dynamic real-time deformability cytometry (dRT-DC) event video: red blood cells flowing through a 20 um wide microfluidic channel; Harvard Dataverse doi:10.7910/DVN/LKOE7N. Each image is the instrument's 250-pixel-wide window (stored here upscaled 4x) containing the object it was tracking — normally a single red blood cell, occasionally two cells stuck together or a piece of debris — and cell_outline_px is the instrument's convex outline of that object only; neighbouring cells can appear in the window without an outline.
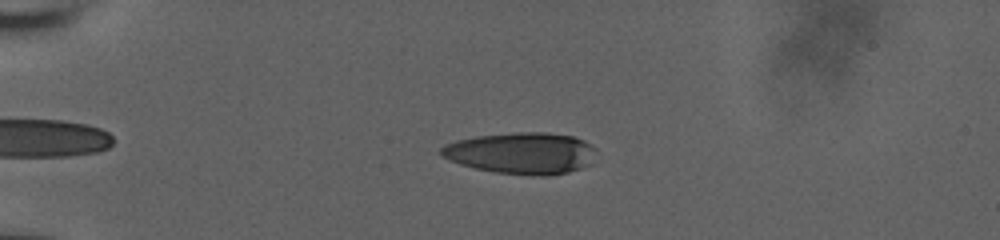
{"species": "human", "species_latin": "Homo sapiens", "temperature_condition": "room temperature", "stored_images_in_passage": 46, "camera_frame_rate_fps": 3000, "um_per_image_px": 0.085, "donor": {"sex": "male"}, "frame": {"image": 1, "passage_image": 11, "time_ms": 3.333, "image_size_px": [1000, 240], "cell_outline_px": [[596, 148], [592, 164], [568, 172], [544, 176], [540, 176], [496, 172], [476, 168], [460, 164], [448, 160], [440, 156], [440, 148], [444, 144], [456, 140], [476, 136], [516, 132], [548, 132], [572, 136], [584, 140], [592, 144]], "centroid_in_image_um": [44.33, 13.01], "position_along_channel_um": 40.7, "area_um2": 37.8}}
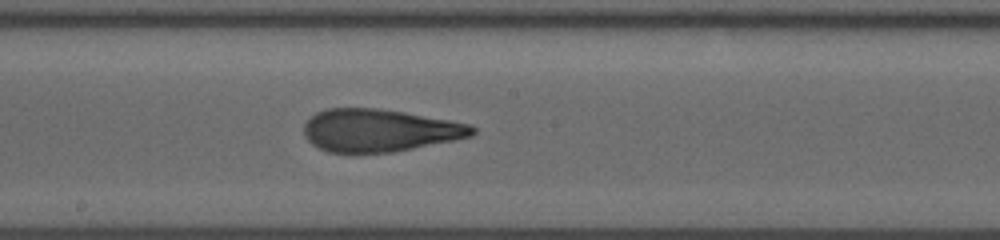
{"frame": {"image": 2, "passage_image": 29, "time_ms": 9.333, "image_size_px": [1000, 240], "cell_outline_px": [[476, 132], [472, 136], [456, 140], [392, 152], [356, 156], [328, 152], [312, 144], [304, 136], [304, 124], [316, 112], [328, 108], [380, 108], [404, 112], [472, 124], [476, 128]], "centroid_in_image_um": [32.24, 11.12], "position_along_channel_um": 216.0, "area_um2": 42.71}}
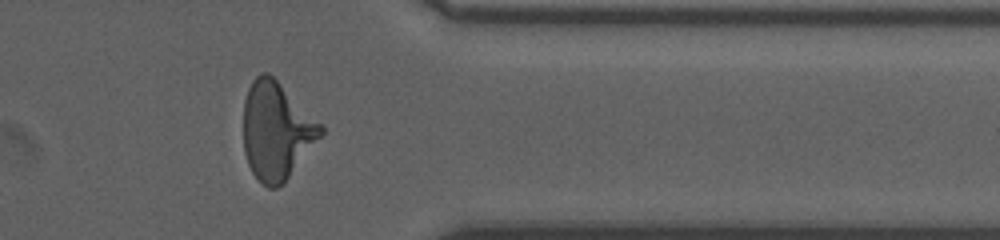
{"frame": {"image": 3, "passage_image": 43, "time_ms": 14.0, "image_size_px": [1000, 240], "cell_outline_px": [[324, 132], [288, 176], [276, 188], [268, 188], [252, 172], [248, 164], [244, 152], [244, 100], [248, 88], [252, 80], [260, 72], [268, 72], [324, 124]], "centroid_in_image_um": [23.49, 11.06], "position_along_channel_um": 387.9, "area_um2": 43.58}, "authors_computed_cell_mechanics": {"area_um2": 41.5582, "velocity_mm_per_s": 3.8623, "shape_relaxation_time_tau1_ms": 7.7484, "shape_relaxation_time_tau2_ms": 1.2386, "deformation_change_tau1": 0.2967, "deformation_change_tau2": 0.1057}}